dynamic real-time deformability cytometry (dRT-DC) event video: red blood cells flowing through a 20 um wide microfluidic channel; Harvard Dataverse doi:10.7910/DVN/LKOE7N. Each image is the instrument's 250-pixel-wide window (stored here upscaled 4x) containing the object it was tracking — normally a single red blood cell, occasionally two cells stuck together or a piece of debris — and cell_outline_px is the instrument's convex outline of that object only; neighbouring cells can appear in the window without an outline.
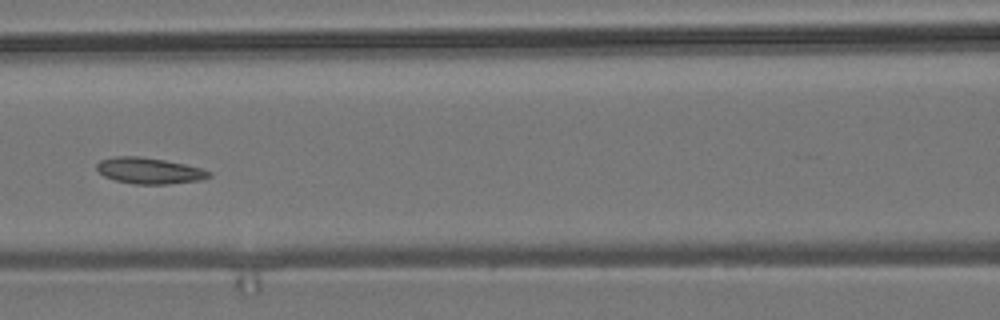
{"species": "common noctule bat (a hibernating species)", "species_latin": "Nyctalus noctula", "temperature_condition": "room temperature", "stored_images_in_passage": 6, "camera_frame_rate_fps": 3000, "um_per_image_px": 0.085, "animal": {"sex": "male", "body_mass_g": 19.2, "forearm_length_mm": 51.8}, "frame": {"image": 1, "passage_image": 6, "time_ms": 5.667, "image_size_px": [1000, 320], "cell_outline_px": [[212, 176], [200, 180], [168, 184], [136, 184], [116, 180], [104, 176], [96, 168], [96, 164], [100, 160], [112, 156], [140, 156], [164, 160], [184, 164], [200, 168], [212, 172]], "centroid_in_image_um": [12.68, 14.5], "position_along_channel_um": 153.9, "area_um2": 17.05}}